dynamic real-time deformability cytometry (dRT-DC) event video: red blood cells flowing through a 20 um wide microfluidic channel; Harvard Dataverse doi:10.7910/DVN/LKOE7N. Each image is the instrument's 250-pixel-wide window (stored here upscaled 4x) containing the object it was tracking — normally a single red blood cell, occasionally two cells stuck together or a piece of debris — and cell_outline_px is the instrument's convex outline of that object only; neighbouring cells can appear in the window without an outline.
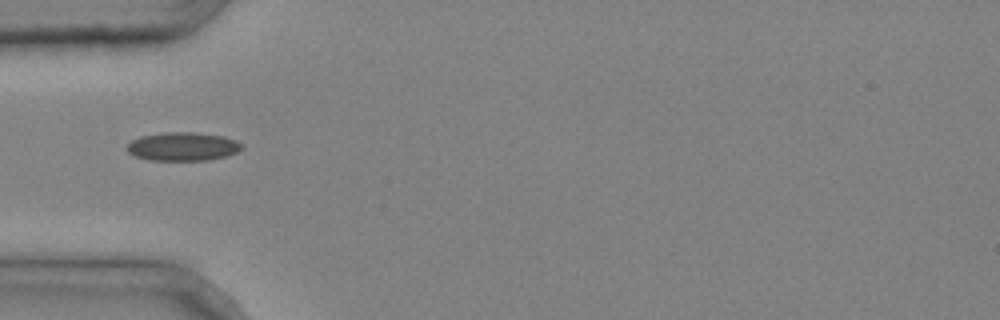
{"species": "common noctule bat (a hibernating species)", "species_latin": "Nyctalus noctula", "temperature_condition": "cold", "stored_images_in_passage": 1, "camera_frame_rate_fps": 3000, "um_per_image_px": 0.085, "animal": {"sex": "male", "body_mass_g": 20.4}, "frame": {"image": 1, "passage_image": 1, "time_ms": 0.0, "image_size_px": [1000, 320], "cell_outline_px": [[244, 148], [228, 156], [208, 160], [152, 160], [136, 156], [128, 152], [128, 144], [132, 140], [140, 136], [164, 132], [192, 132], [224, 136], [236, 140], [244, 144]], "centroid_in_image_um": [15.59, 12.45], "position_along_channel_um": 69.4, "area_um2": 19.13}}